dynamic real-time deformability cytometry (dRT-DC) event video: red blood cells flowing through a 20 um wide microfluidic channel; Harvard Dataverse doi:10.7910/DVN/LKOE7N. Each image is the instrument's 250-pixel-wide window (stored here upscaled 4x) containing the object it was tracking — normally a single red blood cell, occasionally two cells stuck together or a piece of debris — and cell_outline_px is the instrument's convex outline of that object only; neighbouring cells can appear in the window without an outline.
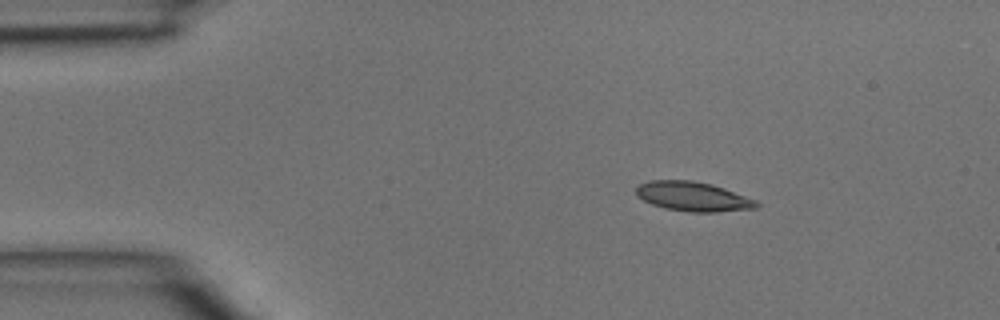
{"species": "common noctule bat (a hibernating species)", "species_latin": "Nyctalus noctula", "temperature_condition": "room temperature", "stored_images_in_passage": 3, "camera_frame_rate_fps": 3000, "um_per_image_px": 0.085, "animal": {"sex": "male", "body_mass_g": 15.6}, "frame": {"image": 1, "passage_image": 1, "time_ms": 0.0, "image_size_px": [1000, 320], "cell_outline_px": [[760, 204], [756, 208], [716, 212], [688, 212], [664, 208], [652, 204], [636, 196], [636, 188], [640, 184], [648, 180], [692, 180], [712, 184], [724, 188], [756, 200]], "centroid_in_image_um": [58.89, 16.7], "position_along_channel_um": 26.1, "area_um2": 20.69}}
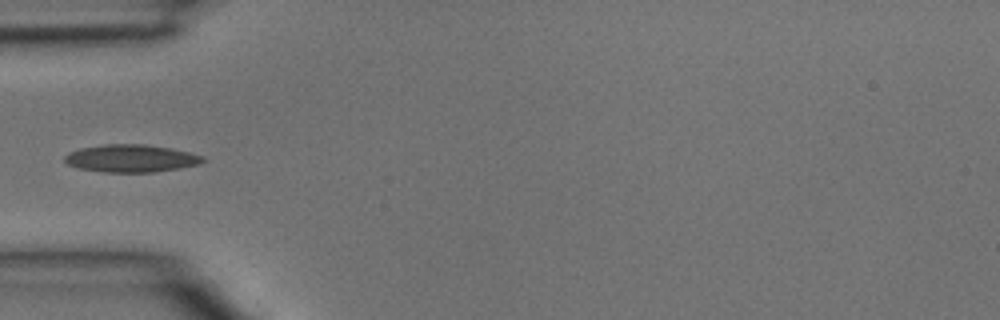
{"frame": {"image": 2, "passage_image": 3, "time_ms": 0.667, "image_size_px": [1000, 320], "cell_outline_px": [[208, 160], [200, 164], [180, 168], [152, 172], [104, 172], [80, 168], [68, 164], [64, 160], [64, 156], [68, 152], [80, 148], [104, 144], [144, 144], [172, 148], [204, 156]], "centroid_in_image_um": [11.17, 13.45], "position_along_channel_um": 73.8, "area_um2": 22.31}}